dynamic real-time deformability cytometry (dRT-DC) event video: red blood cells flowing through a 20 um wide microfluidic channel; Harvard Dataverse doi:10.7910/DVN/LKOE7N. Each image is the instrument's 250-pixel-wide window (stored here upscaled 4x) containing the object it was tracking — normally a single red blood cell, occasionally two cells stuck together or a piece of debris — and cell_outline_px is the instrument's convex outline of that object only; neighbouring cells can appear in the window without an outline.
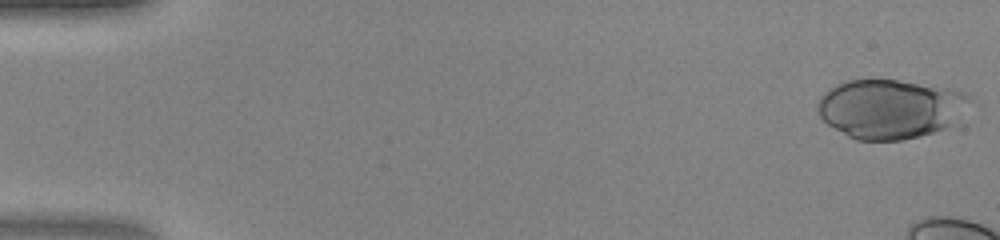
{"species": "human", "species_latin": "Homo sapiens", "temperature_condition": "warm", "stored_images_in_passage": 10, "camera_frame_rate_fps": 3000, "um_per_image_px": 0.085, "donor": {"sex": "female"}, "frame": {"image": 1, "passage_image": 1, "time_ms": 0.0, "image_size_px": [1000, 240], "cell_outline_px": [[968, 100], [964, 124], [900, 140], [856, 140], [848, 136], [828, 124], [816, 112], [816, 104], [820, 96], [828, 88], [836, 84], [848, 80], [872, 76], [948, 88], [964, 92], [968, 96]], "centroid_in_image_um": [75.69, 9.22], "position_along_channel_um": 9.3, "area_um2": 53.81}}